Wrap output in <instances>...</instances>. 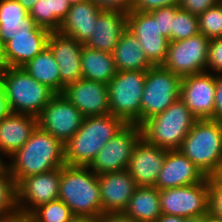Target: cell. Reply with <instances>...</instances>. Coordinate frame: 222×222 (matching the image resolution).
<instances>
[{"mask_svg":"<svg viewBox=\"0 0 222 222\" xmlns=\"http://www.w3.org/2000/svg\"><path fill=\"white\" fill-rule=\"evenodd\" d=\"M7 160L6 165L17 185L28 176L63 167L64 143L37 126L29 140Z\"/></svg>","mask_w":222,"mask_h":222,"instance_id":"1","label":"cell"},{"mask_svg":"<svg viewBox=\"0 0 222 222\" xmlns=\"http://www.w3.org/2000/svg\"><path fill=\"white\" fill-rule=\"evenodd\" d=\"M127 124L111 114L84 117L81 127L65 144V165L89 166L104 145Z\"/></svg>","mask_w":222,"mask_h":222,"instance_id":"2","label":"cell"},{"mask_svg":"<svg viewBox=\"0 0 222 222\" xmlns=\"http://www.w3.org/2000/svg\"><path fill=\"white\" fill-rule=\"evenodd\" d=\"M58 199L75 217L96 219L102 214L98 175L88 166L64 165L61 167Z\"/></svg>","mask_w":222,"mask_h":222,"instance_id":"3","label":"cell"},{"mask_svg":"<svg viewBox=\"0 0 222 222\" xmlns=\"http://www.w3.org/2000/svg\"><path fill=\"white\" fill-rule=\"evenodd\" d=\"M178 150L206 177L222 174V122L197 120Z\"/></svg>","mask_w":222,"mask_h":222,"instance_id":"4","label":"cell"},{"mask_svg":"<svg viewBox=\"0 0 222 222\" xmlns=\"http://www.w3.org/2000/svg\"><path fill=\"white\" fill-rule=\"evenodd\" d=\"M196 121L197 118L179 98L140 127L142 137L148 143L167 150H178Z\"/></svg>","mask_w":222,"mask_h":222,"instance_id":"5","label":"cell"},{"mask_svg":"<svg viewBox=\"0 0 222 222\" xmlns=\"http://www.w3.org/2000/svg\"><path fill=\"white\" fill-rule=\"evenodd\" d=\"M1 75L11 112L37 118L56 94L48 86L37 82L23 67H6Z\"/></svg>","mask_w":222,"mask_h":222,"instance_id":"6","label":"cell"},{"mask_svg":"<svg viewBox=\"0 0 222 222\" xmlns=\"http://www.w3.org/2000/svg\"><path fill=\"white\" fill-rule=\"evenodd\" d=\"M146 71H117L107 84L110 114L141 126V96Z\"/></svg>","mask_w":222,"mask_h":222,"instance_id":"7","label":"cell"},{"mask_svg":"<svg viewBox=\"0 0 222 222\" xmlns=\"http://www.w3.org/2000/svg\"><path fill=\"white\" fill-rule=\"evenodd\" d=\"M182 77L175 75L161 65L146 71L141 96V125L151 117L164 112L181 97Z\"/></svg>","mask_w":222,"mask_h":222,"instance_id":"8","label":"cell"},{"mask_svg":"<svg viewBox=\"0 0 222 222\" xmlns=\"http://www.w3.org/2000/svg\"><path fill=\"white\" fill-rule=\"evenodd\" d=\"M210 41L201 33L187 39L170 41L161 66L182 78L206 71Z\"/></svg>","mask_w":222,"mask_h":222,"instance_id":"9","label":"cell"},{"mask_svg":"<svg viewBox=\"0 0 222 222\" xmlns=\"http://www.w3.org/2000/svg\"><path fill=\"white\" fill-rule=\"evenodd\" d=\"M141 137L140 126L127 124L104 145L88 167L96 175L127 170L135 144Z\"/></svg>","mask_w":222,"mask_h":222,"instance_id":"10","label":"cell"},{"mask_svg":"<svg viewBox=\"0 0 222 222\" xmlns=\"http://www.w3.org/2000/svg\"><path fill=\"white\" fill-rule=\"evenodd\" d=\"M208 177L201 183L160 190L161 214L192 217L208 214Z\"/></svg>","mask_w":222,"mask_h":222,"instance_id":"11","label":"cell"},{"mask_svg":"<svg viewBox=\"0 0 222 222\" xmlns=\"http://www.w3.org/2000/svg\"><path fill=\"white\" fill-rule=\"evenodd\" d=\"M37 120L40 128L65 144L79 130L84 116L62 93H56Z\"/></svg>","mask_w":222,"mask_h":222,"instance_id":"12","label":"cell"},{"mask_svg":"<svg viewBox=\"0 0 222 222\" xmlns=\"http://www.w3.org/2000/svg\"><path fill=\"white\" fill-rule=\"evenodd\" d=\"M61 168L28 176L17 185L18 211L30 214L35 208L58 200Z\"/></svg>","mask_w":222,"mask_h":222,"instance_id":"13","label":"cell"},{"mask_svg":"<svg viewBox=\"0 0 222 222\" xmlns=\"http://www.w3.org/2000/svg\"><path fill=\"white\" fill-rule=\"evenodd\" d=\"M127 29L139 40L141 49L154 65L164 62L170 40L165 38L158 26V20L150 12L129 11Z\"/></svg>","mask_w":222,"mask_h":222,"instance_id":"14","label":"cell"},{"mask_svg":"<svg viewBox=\"0 0 222 222\" xmlns=\"http://www.w3.org/2000/svg\"><path fill=\"white\" fill-rule=\"evenodd\" d=\"M215 91L216 75L204 71L182 78L180 98L197 120H213Z\"/></svg>","mask_w":222,"mask_h":222,"instance_id":"15","label":"cell"},{"mask_svg":"<svg viewBox=\"0 0 222 222\" xmlns=\"http://www.w3.org/2000/svg\"><path fill=\"white\" fill-rule=\"evenodd\" d=\"M62 95L84 117L110 114L108 86L102 82L81 78L74 83L66 85Z\"/></svg>","mask_w":222,"mask_h":222,"instance_id":"16","label":"cell"},{"mask_svg":"<svg viewBox=\"0 0 222 222\" xmlns=\"http://www.w3.org/2000/svg\"><path fill=\"white\" fill-rule=\"evenodd\" d=\"M167 149L154 146L141 137L133 149L127 172L137 186L154 187L159 178Z\"/></svg>","mask_w":222,"mask_h":222,"instance_id":"17","label":"cell"},{"mask_svg":"<svg viewBox=\"0 0 222 222\" xmlns=\"http://www.w3.org/2000/svg\"><path fill=\"white\" fill-rule=\"evenodd\" d=\"M47 47L51 50L59 68L62 93L66 85L82 78L81 50L83 44L59 31H51Z\"/></svg>","mask_w":222,"mask_h":222,"instance_id":"18","label":"cell"},{"mask_svg":"<svg viewBox=\"0 0 222 222\" xmlns=\"http://www.w3.org/2000/svg\"><path fill=\"white\" fill-rule=\"evenodd\" d=\"M207 177L179 150H168L157 179L158 190L203 182Z\"/></svg>","mask_w":222,"mask_h":222,"instance_id":"19","label":"cell"},{"mask_svg":"<svg viewBox=\"0 0 222 222\" xmlns=\"http://www.w3.org/2000/svg\"><path fill=\"white\" fill-rule=\"evenodd\" d=\"M102 213H123L137 188L127 170L98 175Z\"/></svg>","mask_w":222,"mask_h":222,"instance_id":"20","label":"cell"},{"mask_svg":"<svg viewBox=\"0 0 222 222\" xmlns=\"http://www.w3.org/2000/svg\"><path fill=\"white\" fill-rule=\"evenodd\" d=\"M51 31L36 26L28 34L12 36L4 45V57L7 67H23L48 45Z\"/></svg>","mask_w":222,"mask_h":222,"instance_id":"21","label":"cell"},{"mask_svg":"<svg viewBox=\"0 0 222 222\" xmlns=\"http://www.w3.org/2000/svg\"><path fill=\"white\" fill-rule=\"evenodd\" d=\"M38 126L36 117L10 112L0 120V155L7 160L19 150Z\"/></svg>","mask_w":222,"mask_h":222,"instance_id":"22","label":"cell"},{"mask_svg":"<svg viewBox=\"0 0 222 222\" xmlns=\"http://www.w3.org/2000/svg\"><path fill=\"white\" fill-rule=\"evenodd\" d=\"M127 30V14L119 11H101L93 34L85 46L112 53L122 34Z\"/></svg>","mask_w":222,"mask_h":222,"instance_id":"23","label":"cell"},{"mask_svg":"<svg viewBox=\"0 0 222 222\" xmlns=\"http://www.w3.org/2000/svg\"><path fill=\"white\" fill-rule=\"evenodd\" d=\"M101 11L90 0L73 4L58 31L85 45L93 34L97 17Z\"/></svg>","mask_w":222,"mask_h":222,"instance_id":"24","label":"cell"},{"mask_svg":"<svg viewBox=\"0 0 222 222\" xmlns=\"http://www.w3.org/2000/svg\"><path fill=\"white\" fill-rule=\"evenodd\" d=\"M37 24L17 0H0V41L4 45L12 36L28 34Z\"/></svg>","mask_w":222,"mask_h":222,"instance_id":"25","label":"cell"},{"mask_svg":"<svg viewBox=\"0 0 222 222\" xmlns=\"http://www.w3.org/2000/svg\"><path fill=\"white\" fill-rule=\"evenodd\" d=\"M117 71H147L154 65L141 49L139 40L127 29L112 51Z\"/></svg>","mask_w":222,"mask_h":222,"instance_id":"26","label":"cell"},{"mask_svg":"<svg viewBox=\"0 0 222 222\" xmlns=\"http://www.w3.org/2000/svg\"><path fill=\"white\" fill-rule=\"evenodd\" d=\"M159 195L156 187L137 186L122 214L135 222H156L161 216Z\"/></svg>","mask_w":222,"mask_h":222,"instance_id":"27","label":"cell"},{"mask_svg":"<svg viewBox=\"0 0 222 222\" xmlns=\"http://www.w3.org/2000/svg\"><path fill=\"white\" fill-rule=\"evenodd\" d=\"M82 78L108 84L116 75L112 53L91 49L83 45L81 50Z\"/></svg>","mask_w":222,"mask_h":222,"instance_id":"28","label":"cell"},{"mask_svg":"<svg viewBox=\"0 0 222 222\" xmlns=\"http://www.w3.org/2000/svg\"><path fill=\"white\" fill-rule=\"evenodd\" d=\"M23 68L37 82L48 86L55 93H61L59 68L48 47L25 64Z\"/></svg>","mask_w":222,"mask_h":222,"instance_id":"29","label":"cell"},{"mask_svg":"<svg viewBox=\"0 0 222 222\" xmlns=\"http://www.w3.org/2000/svg\"><path fill=\"white\" fill-rule=\"evenodd\" d=\"M18 211L16 183L5 164L0 169V218Z\"/></svg>","mask_w":222,"mask_h":222,"instance_id":"30","label":"cell"},{"mask_svg":"<svg viewBox=\"0 0 222 222\" xmlns=\"http://www.w3.org/2000/svg\"><path fill=\"white\" fill-rule=\"evenodd\" d=\"M33 222H71L76 218L61 200L40 205L30 213Z\"/></svg>","mask_w":222,"mask_h":222,"instance_id":"31","label":"cell"},{"mask_svg":"<svg viewBox=\"0 0 222 222\" xmlns=\"http://www.w3.org/2000/svg\"><path fill=\"white\" fill-rule=\"evenodd\" d=\"M199 25L197 15L185 10L176 9L173 17V28L171 29V41H179L198 35Z\"/></svg>","mask_w":222,"mask_h":222,"instance_id":"32","label":"cell"},{"mask_svg":"<svg viewBox=\"0 0 222 222\" xmlns=\"http://www.w3.org/2000/svg\"><path fill=\"white\" fill-rule=\"evenodd\" d=\"M197 17L201 34L210 40L222 38V1Z\"/></svg>","mask_w":222,"mask_h":222,"instance_id":"33","label":"cell"},{"mask_svg":"<svg viewBox=\"0 0 222 222\" xmlns=\"http://www.w3.org/2000/svg\"><path fill=\"white\" fill-rule=\"evenodd\" d=\"M208 214L222 220V174L208 177Z\"/></svg>","mask_w":222,"mask_h":222,"instance_id":"34","label":"cell"},{"mask_svg":"<svg viewBox=\"0 0 222 222\" xmlns=\"http://www.w3.org/2000/svg\"><path fill=\"white\" fill-rule=\"evenodd\" d=\"M178 7V4H174L150 12L156 20H158V26L162 35L170 41L171 29L173 28V17Z\"/></svg>","mask_w":222,"mask_h":222,"instance_id":"35","label":"cell"},{"mask_svg":"<svg viewBox=\"0 0 222 222\" xmlns=\"http://www.w3.org/2000/svg\"><path fill=\"white\" fill-rule=\"evenodd\" d=\"M206 71L222 74V38L212 39L207 52Z\"/></svg>","mask_w":222,"mask_h":222,"instance_id":"36","label":"cell"},{"mask_svg":"<svg viewBox=\"0 0 222 222\" xmlns=\"http://www.w3.org/2000/svg\"><path fill=\"white\" fill-rule=\"evenodd\" d=\"M29 16L38 26L53 31V14H49L48 0H38L29 11Z\"/></svg>","mask_w":222,"mask_h":222,"instance_id":"37","label":"cell"},{"mask_svg":"<svg viewBox=\"0 0 222 222\" xmlns=\"http://www.w3.org/2000/svg\"><path fill=\"white\" fill-rule=\"evenodd\" d=\"M49 14H53V31H58L61 22L66 17L71 4L68 0H48Z\"/></svg>","mask_w":222,"mask_h":222,"instance_id":"38","label":"cell"},{"mask_svg":"<svg viewBox=\"0 0 222 222\" xmlns=\"http://www.w3.org/2000/svg\"><path fill=\"white\" fill-rule=\"evenodd\" d=\"M222 0H180L179 8L194 15H200Z\"/></svg>","mask_w":222,"mask_h":222,"instance_id":"39","label":"cell"},{"mask_svg":"<svg viewBox=\"0 0 222 222\" xmlns=\"http://www.w3.org/2000/svg\"><path fill=\"white\" fill-rule=\"evenodd\" d=\"M102 11H119L128 14L133 0H90Z\"/></svg>","mask_w":222,"mask_h":222,"instance_id":"40","label":"cell"},{"mask_svg":"<svg viewBox=\"0 0 222 222\" xmlns=\"http://www.w3.org/2000/svg\"><path fill=\"white\" fill-rule=\"evenodd\" d=\"M180 0H133L132 9L136 12H151L153 10L179 4Z\"/></svg>","mask_w":222,"mask_h":222,"instance_id":"41","label":"cell"},{"mask_svg":"<svg viewBox=\"0 0 222 222\" xmlns=\"http://www.w3.org/2000/svg\"><path fill=\"white\" fill-rule=\"evenodd\" d=\"M213 120L222 122V74L216 75V91Z\"/></svg>","mask_w":222,"mask_h":222,"instance_id":"42","label":"cell"},{"mask_svg":"<svg viewBox=\"0 0 222 222\" xmlns=\"http://www.w3.org/2000/svg\"><path fill=\"white\" fill-rule=\"evenodd\" d=\"M95 222H135L133 219L122 213H102L95 219Z\"/></svg>","mask_w":222,"mask_h":222,"instance_id":"43","label":"cell"},{"mask_svg":"<svg viewBox=\"0 0 222 222\" xmlns=\"http://www.w3.org/2000/svg\"><path fill=\"white\" fill-rule=\"evenodd\" d=\"M8 101L5 96L4 80L0 74V120L10 113Z\"/></svg>","mask_w":222,"mask_h":222,"instance_id":"44","label":"cell"},{"mask_svg":"<svg viewBox=\"0 0 222 222\" xmlns=\"http://www.w3.org/2000/svg\"><path fill=\"white\" fill-rule=\"evenodd\" d=\"M0 222H33L30 214L17 211L9 216L0 218Z\"/></svg>","mask_w":222,"mask_h":222,"instance_id":"45","label":"cell"},{"mask_svg":"<svg viewBox=\"0 0 222 222\" xmlns=\"http://www.w3.org/2000/svg\"><path fill=\"white\" fill-rule=\"evenodd\" d=\"M156 222H185V217L161 214Z\"/></svg>","mask_w":222,"mask_h":222,"instance_id":"46","label":"cell"},{"mask_svg":"<svg viewBox=\"0 0 222 222\" xmlns=\"http://www.w3.org/2000/svg\"><path fill=\"white\" fill-rule=\"evenodd\" d=\"M6 67H7V64L4 57V48H3V44L0 41V74Z\"/></svg>","mask_w":222,"mask_h":222,"instance_id":"47","label":"cell"},{"mask_svg":"<svg viewBox=\"0 0 222 222\" xmlns=\"http://www.w3.org/2000/svg\"><path fill=\"white\" fill-rule=\"evenodd\" d=\"M26 10L30 11L31 8L38 0H17Z\"/></svg>","mask_w":222,"mask_h":222,"instance_id":"48","label":"cell"},{"mask_svg":"<svg viewBox=\"0 0 222 222\" xmlns=\"http://www.w3.org/2000/svg\"><path fill=\"white\" fill-rule=\"evenodd\" d=\"M185 222H204V215L186 217Z\"/></svg>","mask_w":222,"mask_h":222,"instance_id":"49","label":"cell"},{"mask_svg":"<svg viewBox=\"0 0 222 222\" xmlns=\"http://www.w3.org/2000/svg\"><path fill=\"white\" fill-rule=\"evenodd\" d=\"M204 222H222L221 219H217L209 214L204 215Z\"/></svg>","mask_w":222,"mask_h":222,"instance_id":"50","label":"cell"},{"mask_svg":"<svg viewBox=\"0 0 222 222\" xmlns=\"http://www.w3.org/2000/svg\"><path fill=\"white\" fill-rule=\"evenodd\" d=\"M71 222H95V219L91 218H74Z\"/></svg>","mask_w":222,"mask_h":222,"instance_id":"51","label":"cell"},{"mask_svg":"<svg viewBox=\"0 0 222 222\" xmlns=\"http://www.w3.org/2000/svg\"><path fill=\"white\" fill-rule=\"evenodd\" d=\"M87 0H68V2L73 5V4H77V3H82V2H85Z\"/></svg>","mask_w":222,"mask_h":222,"instance_id":"52","label":"cell"},{"mask_svg":"<svg viewBox=\"0 0 222 222\" xmlns=\"http://www.w3.org/2000/svg\"><path fill=\"white\" fill-rule=\"evenodd\" d=\"M6 164V160L0 155V169Z\"/></svg>","mask_w":222,"mask_h":222,"instance_id":"53","label":"cell"}]
</instances>
